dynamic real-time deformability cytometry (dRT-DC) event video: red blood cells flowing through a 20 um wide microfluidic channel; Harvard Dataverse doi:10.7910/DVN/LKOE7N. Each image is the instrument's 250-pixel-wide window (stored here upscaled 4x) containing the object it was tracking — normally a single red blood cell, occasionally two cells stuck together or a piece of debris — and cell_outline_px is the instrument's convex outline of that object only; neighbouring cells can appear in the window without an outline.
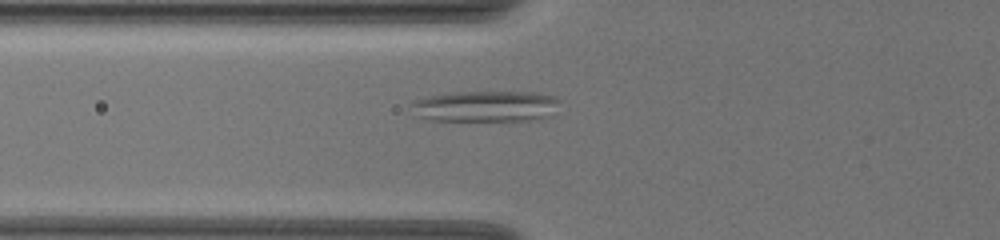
{"species": "common noctule bat (a hibernating species)", "species_latin": "Nyctalus noctula", "temperature_condition": "warm", "stored_images_in_passage": 37, "segment_of_instrument_passage": [1, 2], "camera_frame_rate_fps": 3000, "um_per_image_px": 0.085, "animal": {"sex": "female", "body_mass_g": 19.5, "forearm_length_mm": 54.1}, "frame": {"image": 1, "passage_image": 3, "time_ms": 0.667, "image_size_px": [1000, 240], "cell_outline_px": [[556, 100], [552, 116], [532, 120], [432, 120], [416, 116], [412, 104], [416, 100], [432, 96], [452, 92], [536, 92], [556, 96]], "centroid_in_image_um": [41.3, 9.03], "position_along_channel_um": 84.5, "area_um2": 26.41}}
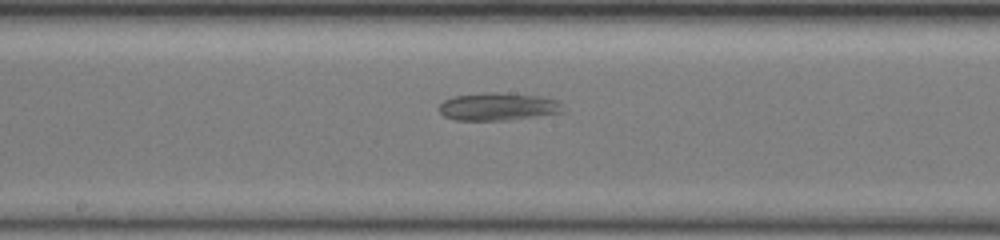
{"frame": {"image": 2, "passage_image": 13, "time_ms": 4.0, "image_size_px": [1000, 240], "cell_outline_px": [[564, 112], [504, 120], [456, 120], [444, 116], [440, 112], [440, 104], [444, 100], [456, 96], [484, 92], [496, 92], [536, 96], [556, 100], [560, 104]], "centroid_in_image_um": [42.29, 9.06], "position_along_channel_um": 205.9, "area_um2": 19.59}}
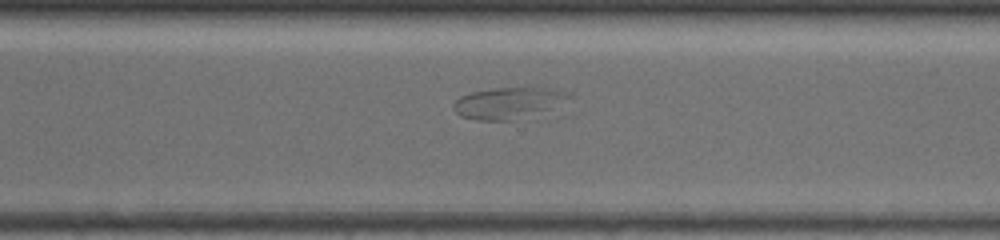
{"frame": {"image": 3, "passage_image": 23, "time_ms": 7.333, "image_size_px": [1000, 240], "cell_outline_px": [[572, 96], [544, 112], [512, 120], [476, 120], [460, 116], [452, 108], [452, 104], [460, 96], [472, 92], [492, 88], [548, 88], [564, 92]], "centroid_in_image_um": [43.13, 8.76], "position_along_channel_um": 327.5, "area_um2": 20.81}}